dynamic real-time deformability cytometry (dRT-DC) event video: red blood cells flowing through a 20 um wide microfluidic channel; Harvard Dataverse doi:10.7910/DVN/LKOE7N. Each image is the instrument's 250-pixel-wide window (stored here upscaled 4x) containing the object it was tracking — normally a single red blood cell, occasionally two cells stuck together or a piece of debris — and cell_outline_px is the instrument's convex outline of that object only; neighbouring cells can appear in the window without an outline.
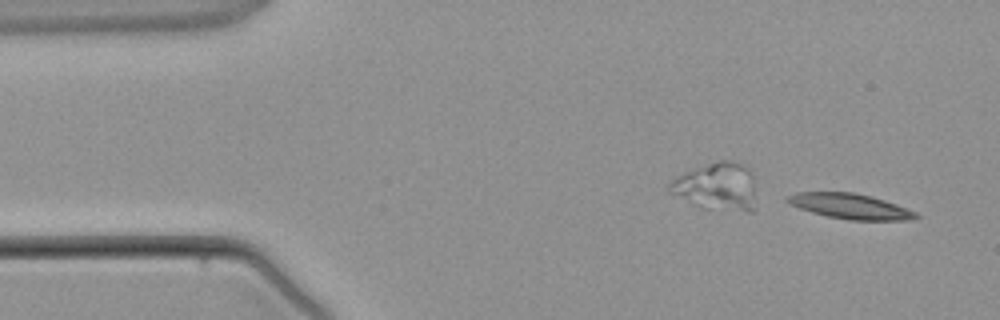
{"species": "common noctule bat (a hibernating species)", "species_latin": "Nyctalus noctula", "temperature_condition": "warm", "stored_images_in_passage": 4, "camera_frame_rate_fps": 3000, "um_per_image_px": 0.085, "animal": {"sex": "male", "body_mass_g": 21.5, "forearm_length_mm": 52.0}, "frame": {"image": 1, "passage_image": 1, "time_ms": 0.0, "image_size_px": [1000, 320], "cell_outline_px": [[920, 216], [908, 220], [848, 220], [828, 216], [812, 212], [788, 204], [784, 200], [788, 196], [796, 192], [852, 192], [872, 196], [896, 204], [916, 212]], "centroid_in_image_um": [72.24, 17.53], "position_along_channel_um": 12.8, "area_um2": 18.84}}